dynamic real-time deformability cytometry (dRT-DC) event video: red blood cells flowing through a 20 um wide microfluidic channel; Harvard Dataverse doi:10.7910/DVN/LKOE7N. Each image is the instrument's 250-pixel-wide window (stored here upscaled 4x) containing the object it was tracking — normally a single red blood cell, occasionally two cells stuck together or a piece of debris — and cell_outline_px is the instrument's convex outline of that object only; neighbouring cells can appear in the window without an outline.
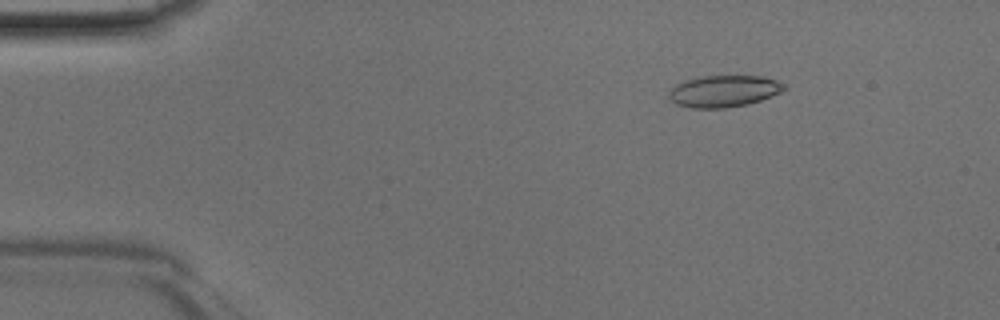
{"species": "Egyptian fruit bat (a non-hibernating species)", "species_latin": "Rousettus aegyptiacus", "temperature_condition": "room temperature", "stored_images_in_passage": 43, "camera_frame_rate_fps": 3000, "um_per_image_px": 0.085, "animal": {"sex": "male"}, "frame": {"image": 1, "passage_image": 4, "time_ms": 1.0, "image_size_px": [1000, 320], "cell_outline_px": [[788, 88], [780, 92], [760, 100], [748, 104], [724, 108], [692, 108], [676, 104], [668, 96], [668, 92], [676, 84], [684, 80], [704, 76], [764, 76], [776, 80], [784, 84]], "centroid_in_image_um": [61.52, 7.74], "position_along_channel_um": 23.5, "area_um2": 21.27}}
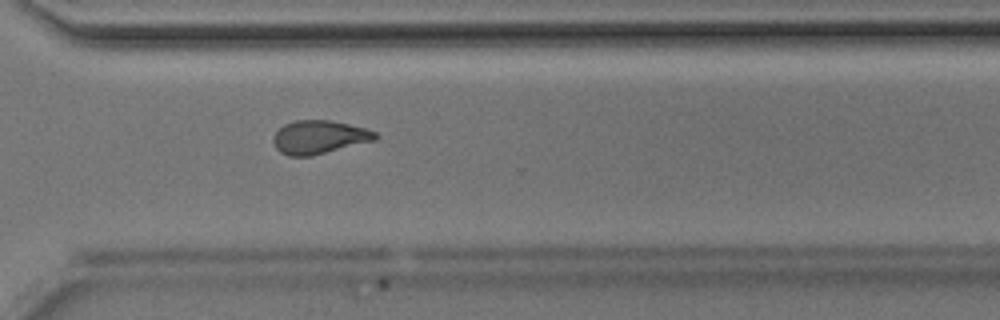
{"frame": {"image": 2, "passage_image": 31, "time_ms": 10.0, "image_size_px": [1000, 320], "cell_outline_px": [[380, 136], [376, 140], [312, 156], [288, 156], [280, 152], [276, 148], [272, 140], [272, 136], [284, 124], [296, 120], [332, 120], [364, 128], [376, 132]], "centroid_in_image_um": [27.13, 11.66], "position_along_channel_um": 343.5, "area_um2": 20.0}}
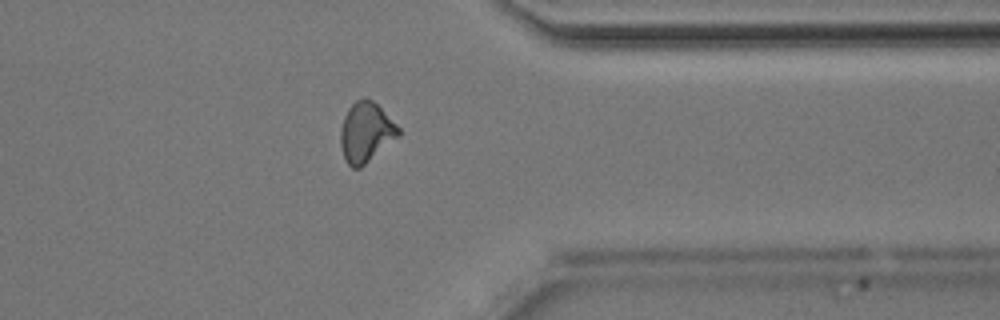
{"frame": {"image": 3, "passage_image": 34, "time_ms": 11.0, "image_size_px": [1000, 320], "cell_outline_px": [[400, 136], [360, 168], [352, 168], [344, 160], [340, 144], [340, 128], [344, 116], [348, 108], [356, 100], [364, 96], [372, 100], [400, 128]], "centroid_in_image_um": [31.08, 11.25], "position_along_channel_um": 380.3, "area_um2": 20.35}}